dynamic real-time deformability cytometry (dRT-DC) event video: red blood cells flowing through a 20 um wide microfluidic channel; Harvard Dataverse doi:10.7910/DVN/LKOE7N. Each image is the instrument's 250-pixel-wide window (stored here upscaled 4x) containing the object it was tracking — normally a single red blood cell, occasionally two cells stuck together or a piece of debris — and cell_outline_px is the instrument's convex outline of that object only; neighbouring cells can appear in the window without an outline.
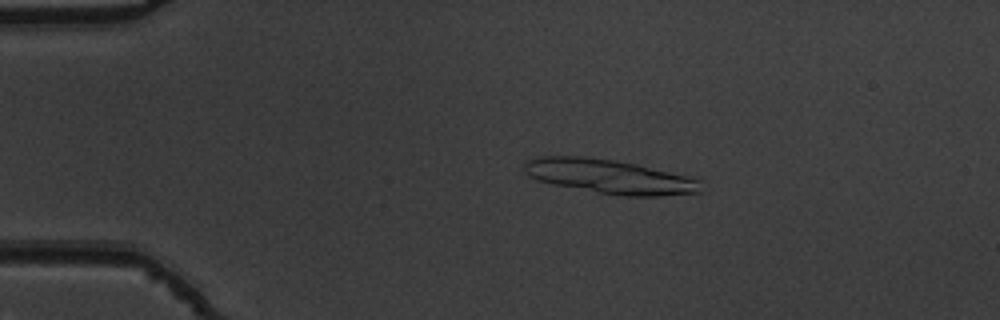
{"species": "common noctule bat (a hibernating species)", "species_latin": "Nyctalus noctula", "temperature_condition": "warm", "stored_images_in_passage": 54, "segment_of_instrument_passage": [1, 2], "camera_frame_rate_fps": 3000, "um_per_image_px": 0.085, "animal": {"sex": "male", "body_mass_g": 19.5, "forearm_length_mm": 54.6}, "frame": {"image": 1, "passage_image": 11, "time_ms": 3.333, "image_size_px": [1000, 320], "cell_outline_px": [[704, 180], [700, 192], [660, 196], [620, 196], [552, 184], [536, 180], [528, 176], [524, 172], [524, 164], [528, 160], [536, 156], [580, 156], [612, 160], [636, 164], [700, 176]], "centroid_in_image_um": [51.92, 15.0], "position_along_channel_um": 33.1, "area_um2": 36.01}}